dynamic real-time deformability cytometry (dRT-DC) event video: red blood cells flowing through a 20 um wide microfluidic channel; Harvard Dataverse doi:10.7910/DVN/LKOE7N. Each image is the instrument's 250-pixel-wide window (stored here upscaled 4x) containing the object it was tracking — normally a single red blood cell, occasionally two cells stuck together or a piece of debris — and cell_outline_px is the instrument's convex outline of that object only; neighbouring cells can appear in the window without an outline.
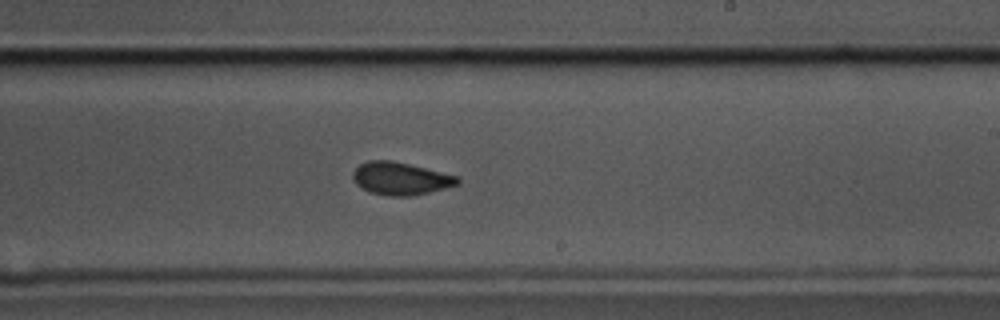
{"species": "common noctule bat (a hibernating species)", "species_latin": "Nyctalus noctula", "temperature_condition": "cold", "stored_images_in_passage": 60, "camera_frame_rate_fps": 3000, "um_per_image_px": 0.085, "animal": {"sex": "male", "body_mass_g": 17.5, "forearm_length_mm": 52.3}, "frame": {"image": 1, "passage_image": 35, "time_ms": 11.333, "image_size_px": [1000, 320], "cell_outline_px": [[460, 184], [412, 196], [388, 196], [368, 192], [356, 184], [352, 180], [352, 172], [360, 164], [368, 160], [392, 160], [460, 176]], "centroid_in_image_um": [34.03, 15.17], "position_along_channel_um": 255.0, "area_um2": 20.11}, "authors_computed_cell_mechanics": {"area_um2": 19.9121, "velocity_mm_per_s": 3.4749, "shape_relaxation_time_tau1_ms": 4.1457, "shape_relaxation_time_tau2_ms": 2.6765, "deformation_change_tau1": 0.1024, "deformation_change_tau2": 0.0529}}